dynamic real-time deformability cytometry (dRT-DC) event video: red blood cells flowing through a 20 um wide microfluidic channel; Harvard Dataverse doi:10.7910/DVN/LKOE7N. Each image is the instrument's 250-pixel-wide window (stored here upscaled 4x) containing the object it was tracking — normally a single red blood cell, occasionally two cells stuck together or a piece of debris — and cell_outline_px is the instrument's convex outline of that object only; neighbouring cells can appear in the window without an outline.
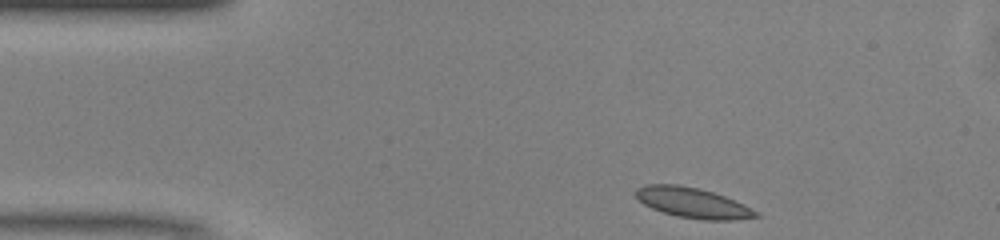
{"species": "common noctule bat (a hibernating species)", "species_latin": "Nyctalus noctula", "temperature_condition": "warm", "stored_images_in_passage": 43, "camera_frame_rate_fps": 3000, "um_per_image_px": 0.085, "animal": {"sex": "male", "body_mass_g": 13.0, "forearm_length_mm": 53.1}, "frame": {"image": 1, "passage_image": 1, "time_ms": 0.0, "image_size_px": [1000, 240], "cell_outline_px": [[760, 216], [732, 220], [704, 220], [676, 216], [652, 208], [644, 204], [636, 196], [636, 188], [644, 184], [676, 184], [700, 188], [724, 196], [744, 204], [760, 212]], "centroid_in_image_um": [58.9, 17.23], "position_along_channel_um": 26.1, "area_um2": 21.15}}
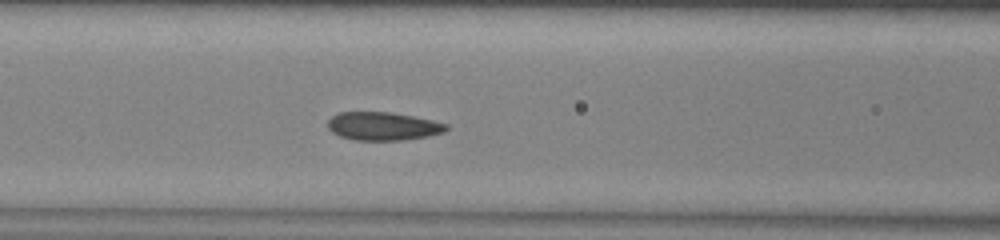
{"frame": {"image": 2, "passage_image": 13, "time_ms": 4.0, "image_size_px": [1000, 240], "cell_outline_px": [[448, 128], [444, 132], [428, 136], [404, 140], [356, 140], [340, 136], [332, 132], [328, 128], [328, 120], [332, 116], [340, 112], [392, 112], [432, 120], [448, 124]], "centroid_in_image_um": [32.56, 10.72], "position_along_channel_um": 134.0, "area_um2": 19.48}}
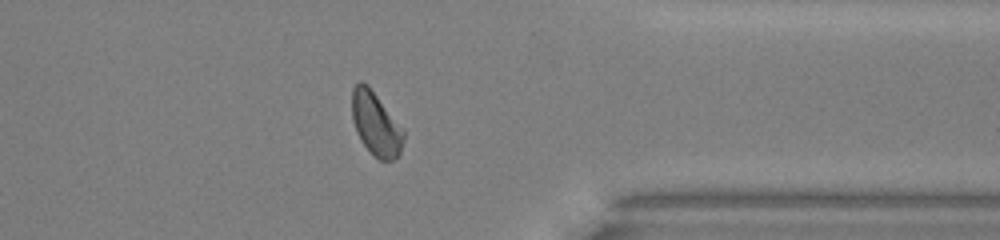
{"frame": {"image": 3, "passage_image": 32, "time_ms": 10.333, "image_size_px": [1000, 240], "cell_outline_px": [[404, 140], [400, 152], [392, 160], [380, 160], [360, 140], [356, 132], [352, 120], [352, 88], [360, 80], [368, 84], [404, 128]], "centroid_in_image_um": [31.94, 10.48], "position_along_channel_um": 379.5, "area_um2": 19.19}, "authors_computed_cell_mechanics": {"area_um2": 19.8832, "velocity_mm_per_s": 4.0902, "shape_relaxation_time_tau1_ms": 6.7495, "shape_relaxation_time_tau2_ms": 0.5707, "deformation_change_tau1": 0.1692, "deformation_change_tau2": 0.0388}}